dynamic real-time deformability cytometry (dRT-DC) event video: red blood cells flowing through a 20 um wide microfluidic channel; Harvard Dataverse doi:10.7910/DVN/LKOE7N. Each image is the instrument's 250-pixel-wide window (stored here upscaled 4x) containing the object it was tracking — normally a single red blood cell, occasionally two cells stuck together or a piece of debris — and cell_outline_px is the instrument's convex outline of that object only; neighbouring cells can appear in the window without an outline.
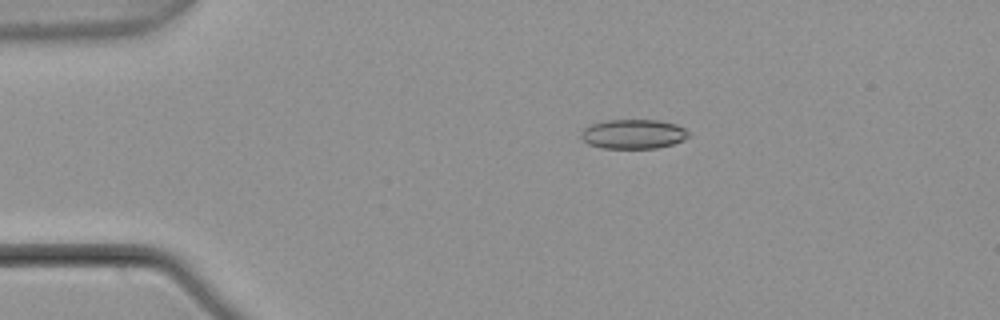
{"species": "common noctule bat (a hibernating species)", "species_latin": "Nyctalus noctula", "temperature_condition": "warm", "stored_images_in_passage": 7, "camera_frame_rate_fps": 3000, "um_per_image_px": 0.085, "animal": {"sex": "male", "body_mass_g": 21.5, "forearm_length_mm": 52.0}, "frame": {"image": 1, "passage_image": 3, "time_ms": 0.667, "image_size_px": [1000, 320], "cell_outline_px": [[688, 136], [684, 140], [672, 144], [656, 148], [600, 148], [588, 144], [580, 136], [584, 128], [592, 124], [608, 120], [660, 120], [676, 124], [684, 128], [688, 132]], "centroid_in_image_um": [53.83, 11.39], "position_along_channel_um": 31.2, "area_um2": 18.38}}
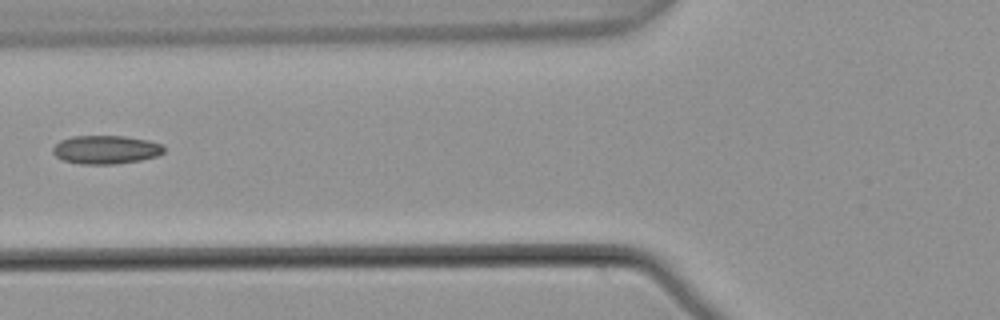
{"frame": {"image": 2, "passage_image": 6, "time_ms": 1.667, "image_size_px": [1000, 320], "cell_outline_px": [[164, 152], [156, 156], [140, 160], [116, 164], [80, 164], [64, 160], [56, 156], [52, 152], [52, 148], [60, 140], [72, 136], [124, 136], [148, 140], [164, 144]], "centroid_in_image_um": [9.0, 12.71], "position_along_channel_um": 116.8, "area_um2": 18.5}}
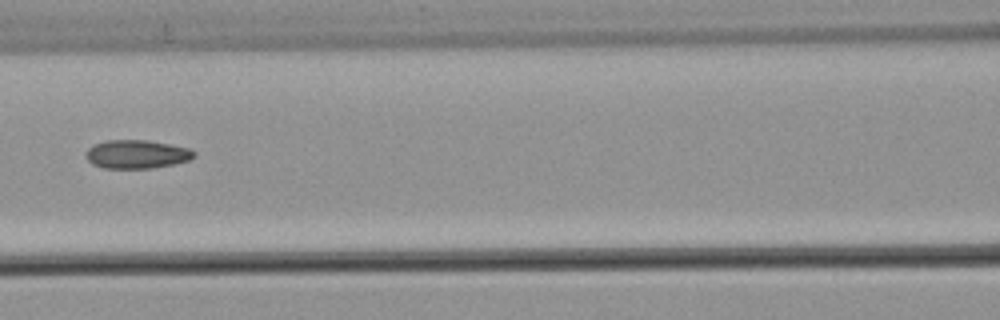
{"frame": {"image": 3, "passage_image": 7, "time_ms": 2.0, "image_size_px": [1000, 320], "cell_outline_px": [[196, 156], [192, 160], [152, 168], [104, 168], [92, 164], [84, 156], [88, 148], [92, 144], [108, 140], [148, 140], [192, 148], [196, 152]], "centroid_in_image_um": [11.65, 13.1], "position_along_channel_um": 155.0, "area_um2": 18.26}}